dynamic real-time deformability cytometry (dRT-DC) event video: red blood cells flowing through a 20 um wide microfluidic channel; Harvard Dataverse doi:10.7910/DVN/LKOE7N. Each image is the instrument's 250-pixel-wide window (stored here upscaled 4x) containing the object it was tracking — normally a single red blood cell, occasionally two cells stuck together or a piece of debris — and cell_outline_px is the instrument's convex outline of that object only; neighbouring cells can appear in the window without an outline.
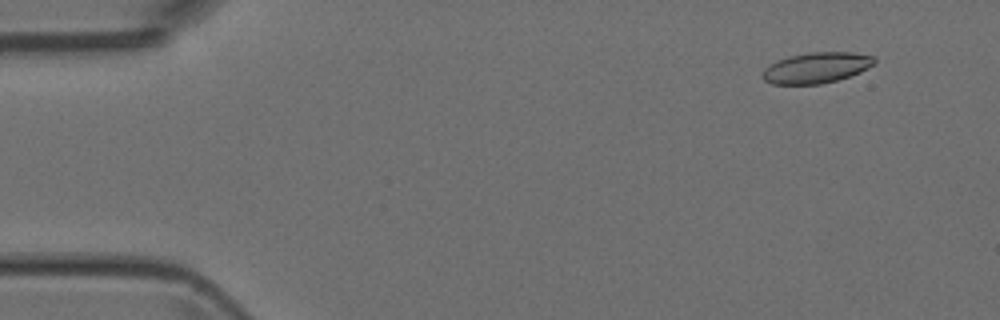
{"species": "Egyptian fruit bat (a non-hibernating species)", "species_latin": "Rousettus aegyptiacus", "temperature_condition": "room temperature", "stored_images_in_passage": 4, "camera_frame_rate_fps": 3000, "um_per_image_px": 0.085, "animal": {"sex": "female"}, "frame": {"image": 1, "passage_image": 2, "time_ms": 1.0, "image_size_px": [1000, 320], "cell_outline_px": [[876, 60], [868, 68], [860, 72], [836, 80], [820, 84], [772, 84], [764, 80], [760, 76], [760, 72], [768, 64], [776, 60], [788, 56], [812, 52], [852, 52], [876, 56]], "centroid_in_image_um": [69.34, 5.75], "position_along_channel_um": 15.7, "area_um2": 20.23}}